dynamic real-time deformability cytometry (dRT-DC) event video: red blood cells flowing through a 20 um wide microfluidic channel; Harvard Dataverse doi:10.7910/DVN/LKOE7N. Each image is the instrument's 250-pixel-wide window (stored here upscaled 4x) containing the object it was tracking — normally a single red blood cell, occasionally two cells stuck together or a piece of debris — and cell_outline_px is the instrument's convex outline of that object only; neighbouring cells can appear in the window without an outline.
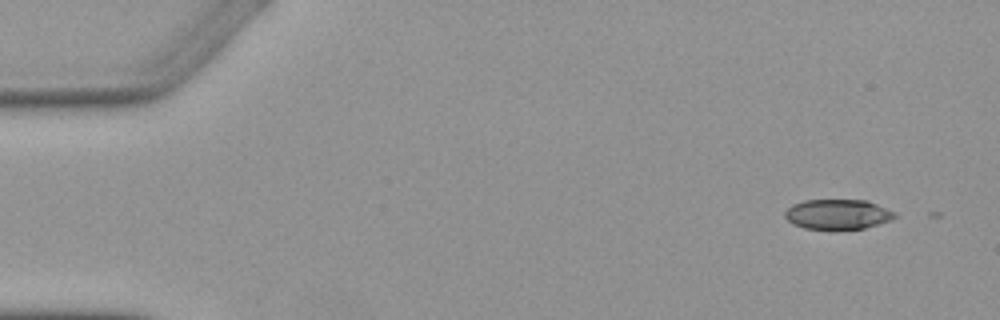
{"species": "Egyptian fruit bat (a non-hibernating species)", "species_latin": "Rousettus aegyptiacus", "temperature_condition": "warm", "stored_images_in_passage": 4, "camera_frame_rate_fps": 3000, "um_per_image_px": 0.085, "animal": {"sex": "female"}, "frame": {"image": 1, "passage_image": 1, "time_ms": 0.0, "image_size_px": [1000, 320], "cell_outline_px": [[896, 216], [892, 220], [864, 228], [836, 232], [832, 232], [804, 228], [792, 224], [784, 216], [784, 212], [792, 204], [804, 200], [868, 200], [896, 212]], "centroid_in_image_um": [71.19, 18.25], "position_along_channel_um": 13.8, "area_um2": 20.0}}